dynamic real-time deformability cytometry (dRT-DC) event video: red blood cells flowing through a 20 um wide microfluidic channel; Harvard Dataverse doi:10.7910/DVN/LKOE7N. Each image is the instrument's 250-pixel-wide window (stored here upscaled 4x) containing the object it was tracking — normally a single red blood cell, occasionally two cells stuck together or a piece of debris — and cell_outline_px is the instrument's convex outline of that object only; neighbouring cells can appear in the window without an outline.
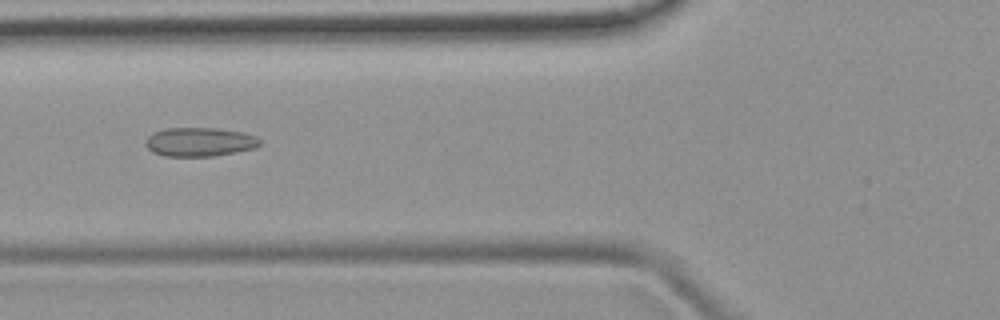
{"species": "common noctule bat (a hibernating species)", "species_latin": "Nyctalus noctula", "temperature_condition": "room temperature", "stored_images_in_passage": 36, "camera_frame_rate_fps": 3000, "um_per_image_px": 0.085, "animal": {"sex": "female", "body_mass_g": 19.9}, "frame": {"image": 1, "passage_image": 6, "time_ms": 1.667, "image_size_px": [1000, 320], "cell_outline_px": [[260, 144], [256, 148], [236, 152], [212, 156], [164, 156], [152, 152], [144, 144], [144, 140], [152, 132], [164, 128], [216, 128], [240, 132], [256, 136], [260, 140]], "centroid_in_image_um": [16.92, 12.06], "position_along_channel_um": 108.9, "area_um2": 19.36}}
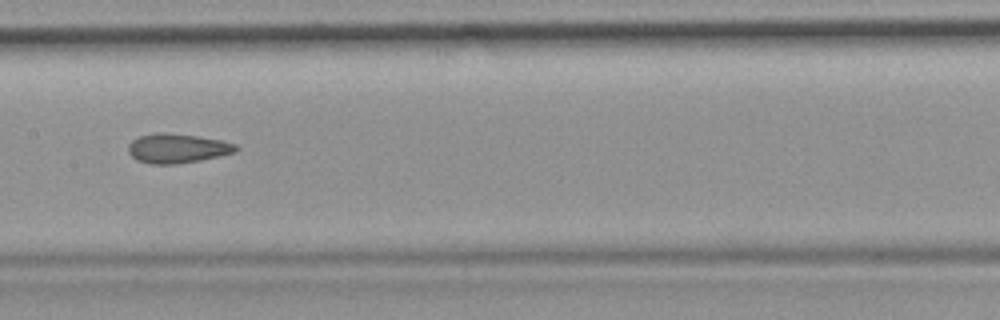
{"frame": {"image": 2, "passage_image": 12, "time_ms": 3.667, "image_size_px": [1000, 320], "cell_outline_px": [[240, 148], [236, 152], [220, 156], [200, 160], [176, 164], [152, 164], [136, 160], [128, 152], [128, 144], [132, 140], [140, 136], [156, 132], [164, 132], [196, 136], [220, 140], [236, 144]], "centroid_in_image_um": [15.07, 12.61], "position_along_channel_um": 192.3, "area_um2": 18.5}}
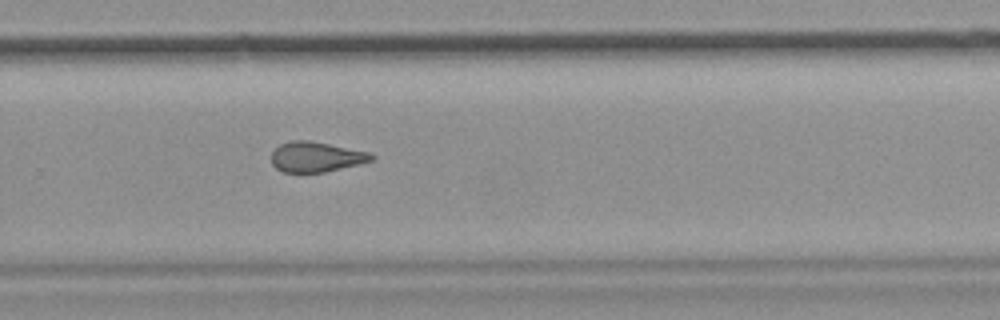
{"frame": {"image": 3, "passage_image": 20, "time_ms": 6.333, "image_size_px": [1000, 320], "cell_outline_px": [[376, 156], [372, 160], [324, 172], [284, 172], [276, 168], [272, 164], [272, 152], [280, 144], [292, 140], [308, 140], [368, 152]], "centroid_in_image_um": [26.83, 13.33], "position_along_channel_um": 303.0, "area_um2": 17.22}}